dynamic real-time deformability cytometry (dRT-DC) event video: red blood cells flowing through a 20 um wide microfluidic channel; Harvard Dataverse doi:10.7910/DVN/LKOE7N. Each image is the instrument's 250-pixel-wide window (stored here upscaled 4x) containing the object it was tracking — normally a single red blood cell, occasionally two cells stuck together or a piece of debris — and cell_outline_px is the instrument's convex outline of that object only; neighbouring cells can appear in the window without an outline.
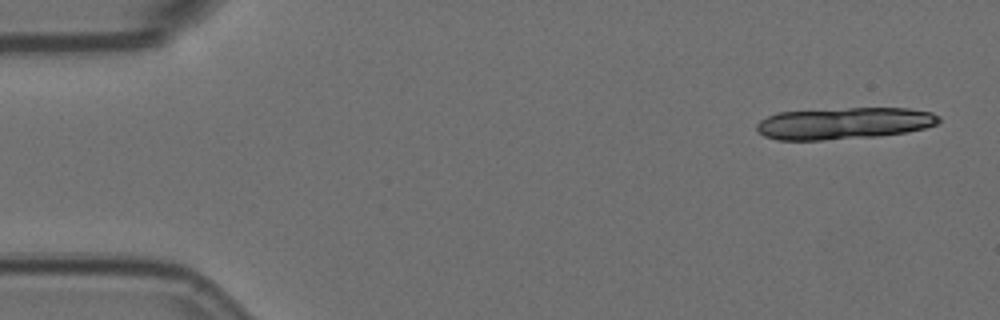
{"species": "Egyptian fruit bat (a non-hibernating species)", "species_latin": "Rousettus aegyptiacus", "temperature_condition": "room temperature", "stored_images_in_passage": 7, "camera_frame_rate_fps": 3000, "um_per_image_px": 0.085, "animal": {"sex": "female"}, "frame": {"image": 1, "passage_image": 1, "time_ms": 0.0, "image_size_px": [1000, 320], "cell_outline_px": [[940, 120], [936, 124], [924, 128], [904, 132], [880, 136], [820, 140], [776, 140], [764, 136], [756, 128], [756, 124], [760, 120], [768, 116], [780, 112], [848, 108], [908, 108], [932, 112], [940, 116]], "centroid_in_image_um": [71.74, 10.48], "position_along_channel_um": 13.3, "area_um2": 33.64}}